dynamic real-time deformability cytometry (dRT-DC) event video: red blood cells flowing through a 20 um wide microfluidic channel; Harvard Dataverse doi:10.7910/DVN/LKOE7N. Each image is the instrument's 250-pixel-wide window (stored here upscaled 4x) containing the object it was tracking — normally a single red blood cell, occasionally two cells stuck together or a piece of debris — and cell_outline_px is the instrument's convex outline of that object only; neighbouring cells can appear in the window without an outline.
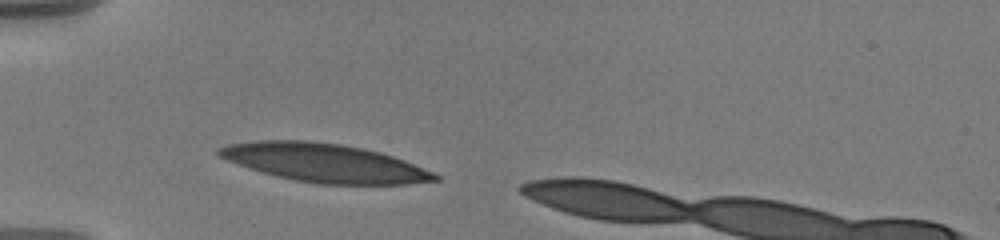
{"species": "human", "species_latin": "Homo sapiens", "temperature_condition": "warm", "stored_images_in_passage": 7, "camera_frame_rate_fps": 3000, "um_per_image_px": 0.085, "donor": {"sex": "male"}, "frame": {"image": 1, "passage_image": 1, "time_ms": 0.0, "image_size_px": [1000, 240], "cell_outline_px": [[440, 180], [408, 184], [320, 184], [296, 180], [276, 176], [228, 160], [220, 156], [216, 152], [216, 148], [228, 144], [256, 140], [308, 140], [340, 144], [380, 152], [404, 160], [432, 172], [440, 176]], "centroid_in_image_um": [27.58, 13.83], "position_along_channel_um": 57.4, "area_um2": 47.92}}
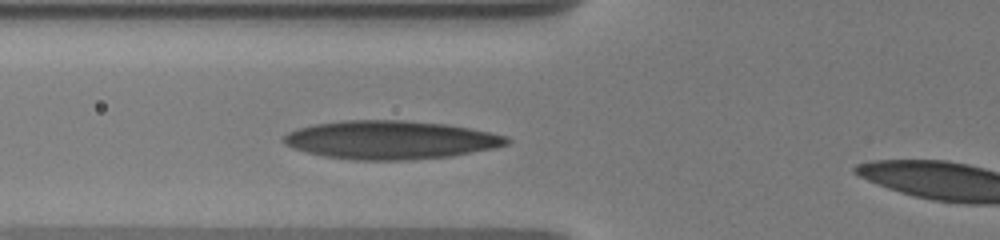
{"frame": {"image": 2, "passage_image": 5, "time_ms": 1.333, "image_size_px": [1000, 240], "cell_outline_px": [[512, 140], [508, 144], [492, 148], [448, 156], [404, 160], [356, 160], [324, 156], [292, 148], [284, 144], [280, 140], [288, 132], [296, 128], [316, 124], [340, 120], [404, 120], [448, 124], [508, 136]], "centroid_in_image_um": [33.14, 11.88], "position_along_channel_um": 92.7, "area_um2": 49.88}}